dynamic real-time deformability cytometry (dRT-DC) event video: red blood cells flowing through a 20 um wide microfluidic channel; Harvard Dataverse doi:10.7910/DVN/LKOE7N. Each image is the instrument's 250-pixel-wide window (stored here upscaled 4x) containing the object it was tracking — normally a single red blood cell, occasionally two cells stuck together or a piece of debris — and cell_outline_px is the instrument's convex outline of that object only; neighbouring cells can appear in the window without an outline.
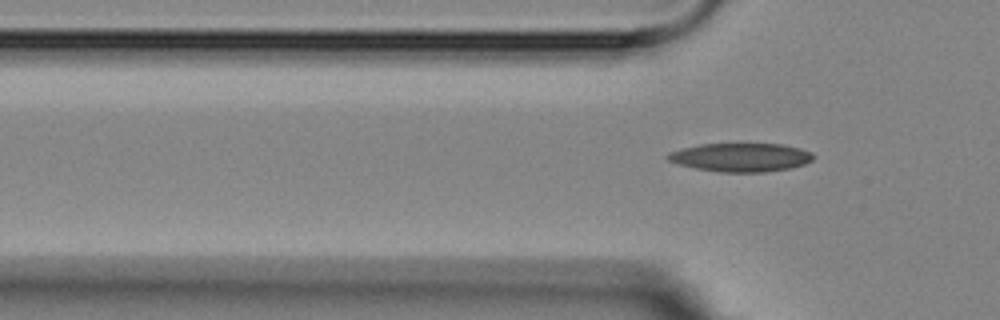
{"species": "Egyptian fruit bat (a non-hibernating species)", "species_latin": "Rousettus aegyptiacus", "temperature_condition": "room temperature", "stored_images_in_passage": 6, "segment_of_instrument_passage": [2, 2], "camera_frame_rate_fps": 3000, "um_per_image_px": 0.085, "animal": {"sex": "female"}, "frame": {"image": 1, "passage_image": 6, "time_ms": 5.667, "image_size_px": [1000, 320], "cell_outline_px": [[816, 156], [812, 160], [804, 164], [792, 168], [764, 172], [720, 172], [696, 168], [680, 164], [668, 160], [664, 156], [668, 152], [680, 148], [700, 144], [784, 144], [800, 148], [812, 152]], "centroid_in_image_um": [62.98, 13.37], "position_along_channel_um": 62.8, "area_um2": 24.39}}